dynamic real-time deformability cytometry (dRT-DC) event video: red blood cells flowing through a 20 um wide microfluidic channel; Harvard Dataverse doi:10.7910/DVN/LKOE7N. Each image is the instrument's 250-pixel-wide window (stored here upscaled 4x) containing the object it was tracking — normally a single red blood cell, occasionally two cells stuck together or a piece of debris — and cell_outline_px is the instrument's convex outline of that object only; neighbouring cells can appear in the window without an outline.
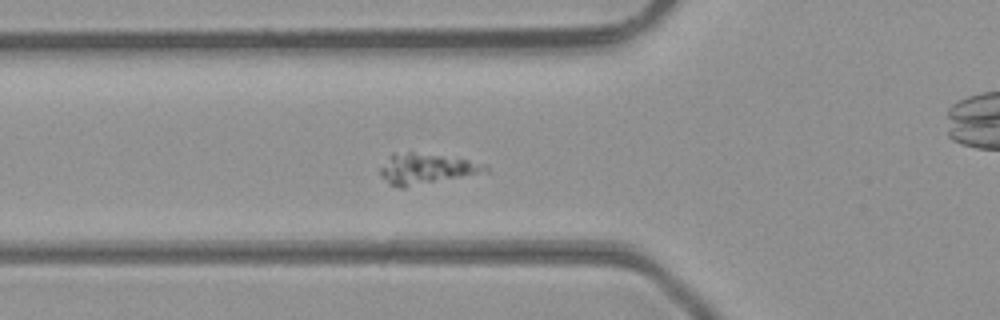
{"species": "common noctule bat (a hibernating species)", "species_latin": "Nyctalus noctula", "temperature_condition": "room temperature", "stored_images_in_passage": 34, "camera_frame_rate_fps": 3000, "um_per_image_px": 0.085, "animal": {"sex": "male", "body_mass_g": 23.1, "forearm_length_mm": 52.7}, "frame": {"image": 1, "passage_image": 2, "time_ms": 0.333, "image_size_px": [1000, 320], "cell_outline_px": [[488, 172], [404, 188], [400, 188], [388, 184], [380, 176], [380, 168], [388, 156], [392, 152], [412, 152], [468, 160], [488, 164]], "centroid_in_image_um": [36.2, 14.36], "position_along_channel_um": 89.6, "area_um2": 18.9}}
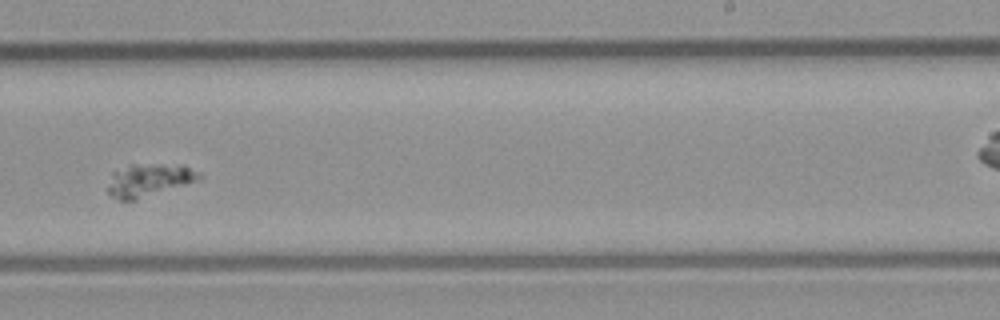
{"frame": {"image": 2, "passage_image": 15, "time_ms": 4.667, "image_size_px": [1000, 320], "cell_outline_px": [[200, 180], [136, 200], [120, 200], [112, 196], [108, 192], [108, 188], [112, 172], [132, 164], [184, 164], [200, 172]], "centroid_in_image_um": [12.7, 15.29], "position_along_channel_um": 276.3, "area_um2": 17.51}}
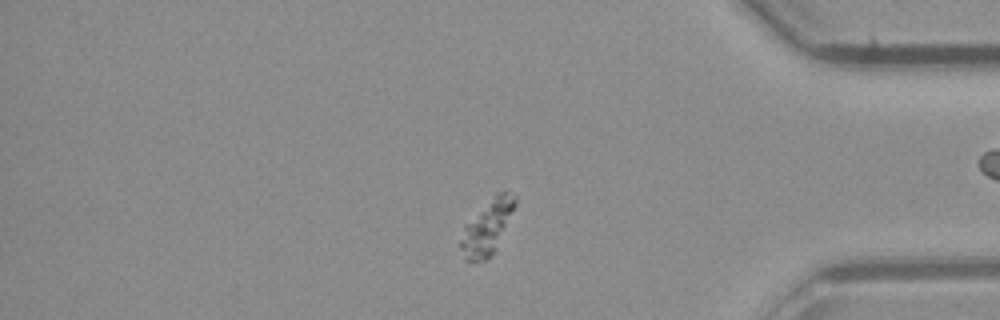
{"frame": {"image": 3, "passage_image": 25, "time_ms": 8.0, "image_size_px": [1000, 320], "cell_outline_px": [[516, 204], [496, 248], [484, 260], [472, 264], [464, 260], [460, 248], [460, 240], [464, 224], [496, 192], [516, 192]], "centroid_in_image_um": [41.38, 19.31], "position_along_channel_um": 393.8, "area_um2": 17.34}}